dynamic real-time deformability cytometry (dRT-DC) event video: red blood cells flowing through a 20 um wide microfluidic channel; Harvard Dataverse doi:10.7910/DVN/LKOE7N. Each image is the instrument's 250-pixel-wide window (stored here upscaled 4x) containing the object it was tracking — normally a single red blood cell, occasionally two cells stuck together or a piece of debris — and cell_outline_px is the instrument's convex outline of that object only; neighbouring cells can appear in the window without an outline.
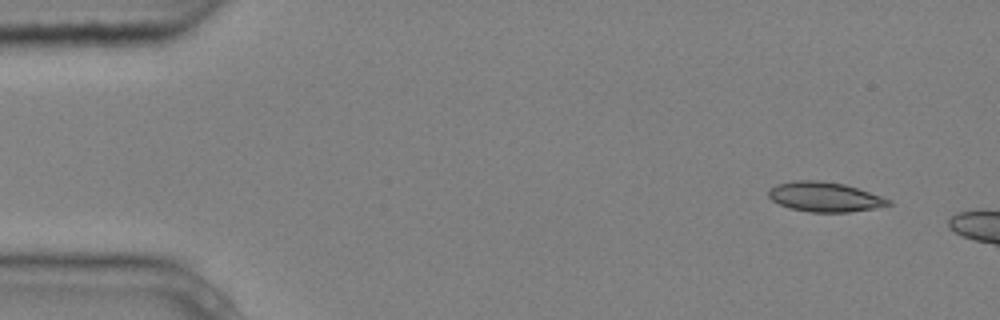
{"species": "common noctule bat (a hibernating species)", "species_latin": "Nyctalus noctula", "temperature_condition": "cold", "stored_images_in_passage": 3, "camera_frame_rate_fps": 3000, "um_per_image_px": 0.085, "animal": {"sex": "male", "body_mass_g": 20.4}, "frame": {"image": 1, "passage_image": 1, "time_ms": 0.0, "image_size_px": [1000, 320], "cell_outline_px": [[892, 204], [872, 208], [848, 212], [812, 212], [788, 208], [772, 200], [768, 196], [768, 192], [776, 184], [796, 180], [820, 180], [844, 184], [892, 200]], "centroid_in_image_um": [70.07, 16.73], "position_along_channel_um": 14.9, "area_um2": 20.52}}